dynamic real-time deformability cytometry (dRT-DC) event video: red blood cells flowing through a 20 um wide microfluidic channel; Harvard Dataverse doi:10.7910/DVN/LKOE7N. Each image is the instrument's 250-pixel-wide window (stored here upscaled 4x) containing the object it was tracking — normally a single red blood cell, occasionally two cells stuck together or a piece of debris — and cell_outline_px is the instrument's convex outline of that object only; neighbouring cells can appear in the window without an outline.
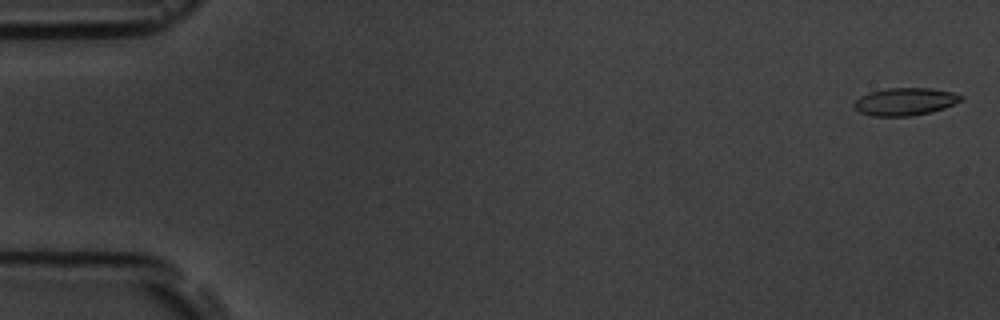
{"species": "common noctule bat (a hibernating species)", "species_latin": "Nyctalus noctula", "temperature_condition": "room temperature", "stored_images_in_passage": 54, "camera_frame_rate_fps": 3000, "um_per_image_px": 0.085, "animal": {"sex": "male", "body_mass_g": 19.5, "forearm_length_mm": 54.6}, "frame": {"image": 1, "passage_image": 1, "time_ms": 0.0, "image_size_px": [1000, 320], "cell_outline_px": [[964, 100], [944, 108], [912, 116], [872, 116], [860, 112], [852, 108], [852, 104], [860, 96], [868, 92], [888, 88], [932, 88], [952, 92], [964, 96]], "centroid_in_image_um": [76.91, 8.63], "position_along_channel_um": 8.1, "area_um2": 17.34}}
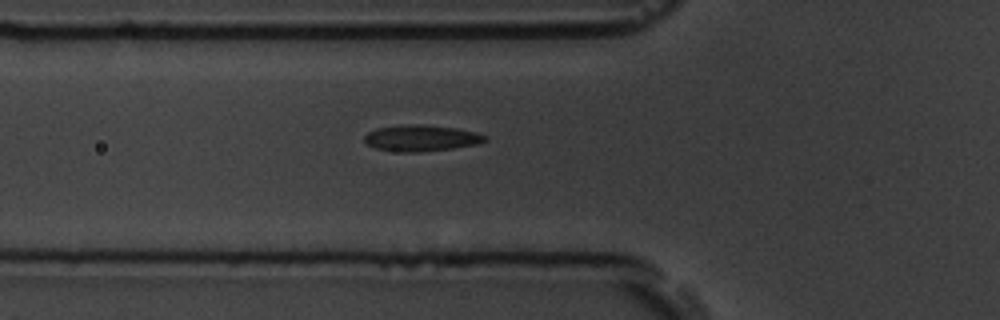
{"frame": {"image": 2, "passage_image": 19, "time_ms": 6.0, "image_size_px": [1000, 320], "cell_outline_px": [[488, 140], [476, 144], [452, 148], [420, 152], [400, 152], [376, 148], [368, 144], [364, 140], [364, 136], [368, 132], [376, 128], [400, 124], [424, 124], [456, 128], [476, 132], [488, 136]], "centroid_in_image_um": [35.8, 11.72], "position_along_channel_um": 90.0, "area_um2": 18.55}}
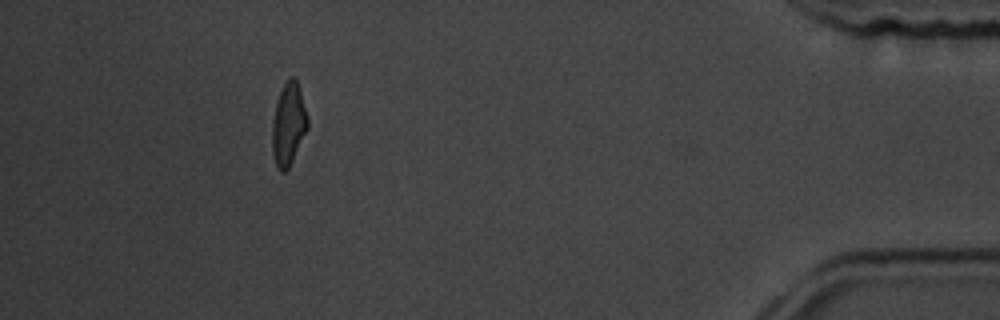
{"frame": {"image": 3, "passage_image": 49, "time_ms": 16.0, "image_size_px": [1000, 320], "cell_outline_px": [[308, 128], [288, 168], [284, 172], [280, 172], [276, 164], [272, 152], [272, 120], [276, 100], [288, 76], [296, 76], [308, 116]], "centroid_in_image_um": [24.52, 10.5], "position_along_channel_um": 410.7, "area_um2": 17.17}, "authors_computed_cell_mechanics": {"area_um2": 17.6868, "velocity_mm_per_s": 3.7841, "shape_relaxation_time_tau1_ms": 3.616, "shape_relaxation_time_tau2_ms": 1.2973, "deformation_change_tau1": 0.1446, "deformation_change_tau2": 0.0795}}